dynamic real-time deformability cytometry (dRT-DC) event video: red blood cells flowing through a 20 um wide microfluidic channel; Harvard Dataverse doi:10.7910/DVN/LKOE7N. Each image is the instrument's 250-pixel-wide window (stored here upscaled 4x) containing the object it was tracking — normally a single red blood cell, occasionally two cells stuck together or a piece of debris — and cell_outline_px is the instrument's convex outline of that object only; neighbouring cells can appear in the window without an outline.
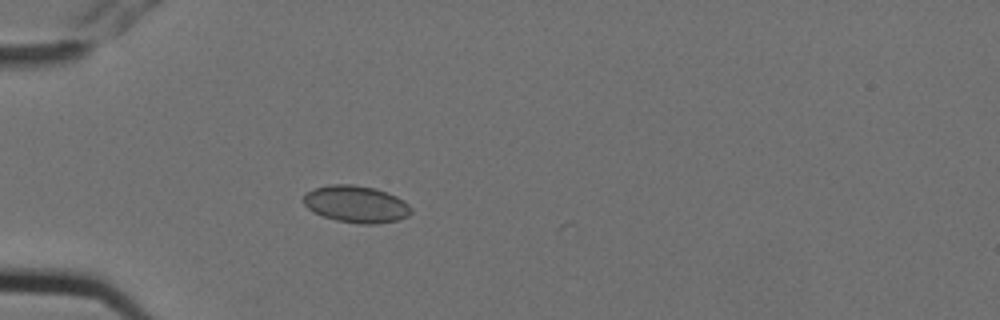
{"species": "Egyptian fruit bat (a non-hibernating species)", "species_latin": "Rousettus aegyptiacus", "temperature_condition": "cold", "stored_images_in_passage": 4, "camera_frame_rate_fps": 3000, "um_per_image_px": 0.085, "animal": {"sex": "female"}, "frame": {"image": 1, "passage_image": 3, "time_ms": 0.667, "image_size_px": [1000, 320], "cell_outline_px": [[412, 212], [408, 216], [400, 220], [376, 224], [360, 224], [336, 220], [312, 212], [300, 200], [304, 192], [328, 184], [352, 184], [376, 188], [396, 196], [404, 200], [412, 208]], "centroid_in_image_um": [30.25, 17.35], "position_along_channel_um": 54.7, "area_um2": 23.58}}